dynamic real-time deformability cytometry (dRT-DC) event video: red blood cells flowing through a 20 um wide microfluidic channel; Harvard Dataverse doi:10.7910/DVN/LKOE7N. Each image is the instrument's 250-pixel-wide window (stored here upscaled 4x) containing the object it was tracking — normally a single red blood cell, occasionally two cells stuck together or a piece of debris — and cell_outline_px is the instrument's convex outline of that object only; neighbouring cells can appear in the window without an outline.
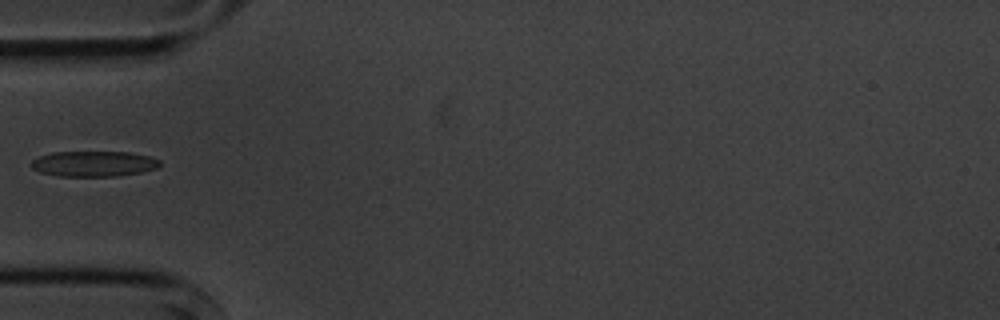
{"species": "common noctule bat (a hibernating species)", "species_latin": "Nyctalus noctula", "temperature_condition": "cold", "stored_images_in_passage": 4, "camera_frame_rate_fps": 3000, "um_per_image_px": 0.085, "animal": {"sex": "male", "body_mass_g": 20.1, "forearm_length_mm": 53.5}, "frame": {"image": 1, "passage_image": 4, "time_ms": 4.333, "image_size_px": [1000, 320], "cell_outline_px": [[160, 164], [156, 168], [140, 172], [116, 176], [60, 176], [40, 172], [32, 168], [28, 164], [32, 160], [40, 156], [52, 152], [128, 152], [148, 156], [160, 160]], "centroid_in_image_um": [7.92, 13.92], "position_along_channel_um": 77.1, "area_um2": 19.02}}